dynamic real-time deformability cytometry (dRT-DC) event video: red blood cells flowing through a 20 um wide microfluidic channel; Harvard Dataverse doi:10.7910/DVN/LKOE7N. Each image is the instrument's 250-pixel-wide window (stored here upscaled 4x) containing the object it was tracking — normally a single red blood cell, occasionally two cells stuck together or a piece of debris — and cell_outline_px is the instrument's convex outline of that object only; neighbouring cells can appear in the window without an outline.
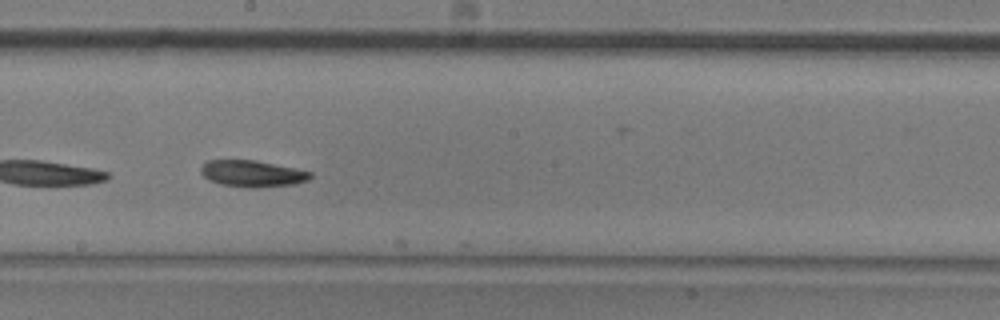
{"species": "common noctule bat (a hibernating species)", "species_latin": "Nyctalus noctula", "temperature_condition": "room temperature", "stored_images_in_passage": 21, "camera_frame_rate_fps": 3000, "um_per_image_px": 0.085, "animal": {"sex": "male", "body_mass_g": 20.5, "forearm_length_mm": 52.5}, "frame": {"image": 1, "passage_image": 19, "time_ms": 6.0, "image_size_px": [1000, 320], "cell_outline_px": [[312, 176], [308, 180], [296, 184], [256, 188], [248, 188], [220, 184], [208, 180], [200, 172], [200, 168], [208, 160], [256, 160], [296, 168], [312, 172]], "centroid_in_image_um": [21.46, 14.76], "position_along_channel_um": 226.7, "area_um2": 17.11}}